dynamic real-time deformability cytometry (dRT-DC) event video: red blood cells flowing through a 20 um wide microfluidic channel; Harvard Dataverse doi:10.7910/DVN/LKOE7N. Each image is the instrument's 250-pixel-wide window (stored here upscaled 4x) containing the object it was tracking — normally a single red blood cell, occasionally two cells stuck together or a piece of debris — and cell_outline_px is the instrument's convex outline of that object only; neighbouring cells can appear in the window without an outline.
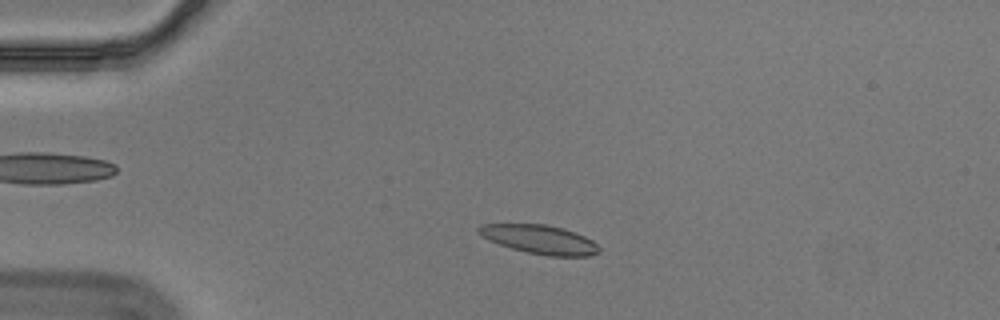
{"species": "Egyptian fruit bat (a non-hibernating species)", "species_latin": "Rousettus aegyptiacus", "temperature_condition": "cold", "stored_images_in_passage": 53, "segment_of_instrument_passage": [1, 2], "camera_frame_rate_fps": 3000, "um_per_image_px": 0.085, "animal": {"sex": "male"}, "frame": {"image": 1, "passage_image": 9, "time_ms": 2.667, "image_size_px": [1000, 320], "cell_outline_px": [[600, 252], [588, 256], [544, 256], [512, 248], [488, 240], [480, 236], [476, 228], [480, 224], [544, 224], [564, 228], [584, 236], [592, 240], [600, 248]], "centroid_in_image_um": [45.86, 20.35], "position_along_channel_um": 39.1, "area_um2": 20.29}}
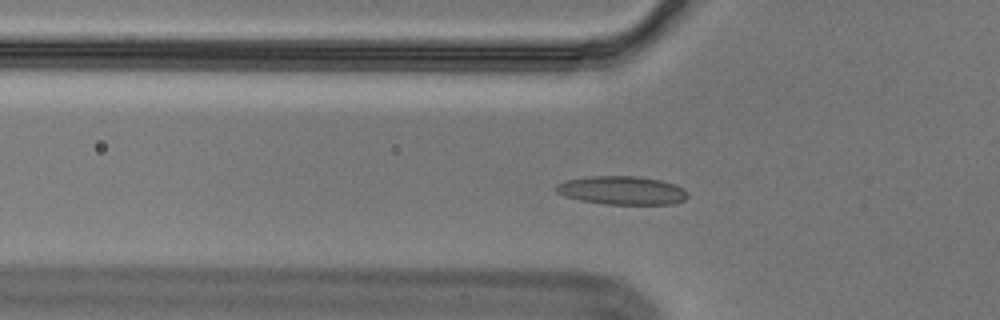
{"frame": {"image": 2, "passage_image": 15, "time_ms": 4.667, "image_size_px": [1000, 320], "cell_outline_px": [[688, 196], [684, 200], [672, 204], [604, 204], [580, 200], [564, 196], [556, 192], [556, 184], [564, 180], [588, 176], [640, 176], [660, 180], [676, 184], [684, 188], [688, 192]], "centroid_in_image_um": [52.87, 16.17], "position_along_channel_um": 72.9, "area_um2": 22.08}}
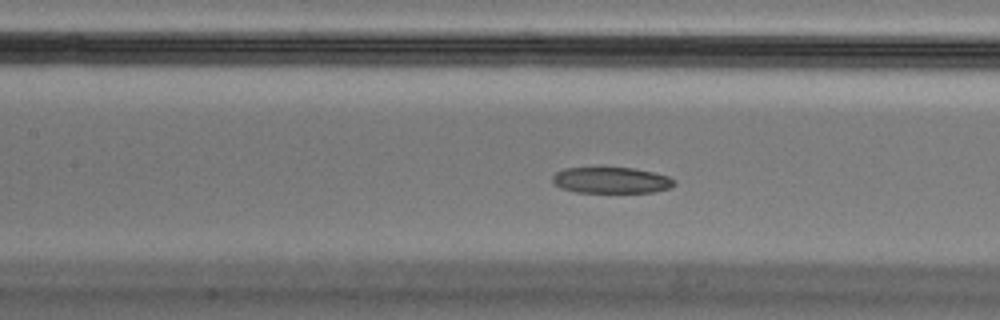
{"frame": {"image": 3, "passage_image": 22, "time_ms": 7.0, "image_size_px": [1000, 320], "cell_outline_px": [[676, 184], [672, 188], [652, 192], [576, 192], [560, 188], [552, 180], [552, 176], [556, 172], [564, 168], [600, 164], [632, 168], [652, 172], [668, 176], [676, 180]], "centroid_in_image_um": [51.93, 15.27], "position_along_channel_um": 155.5, "area_um2": 19.48}}